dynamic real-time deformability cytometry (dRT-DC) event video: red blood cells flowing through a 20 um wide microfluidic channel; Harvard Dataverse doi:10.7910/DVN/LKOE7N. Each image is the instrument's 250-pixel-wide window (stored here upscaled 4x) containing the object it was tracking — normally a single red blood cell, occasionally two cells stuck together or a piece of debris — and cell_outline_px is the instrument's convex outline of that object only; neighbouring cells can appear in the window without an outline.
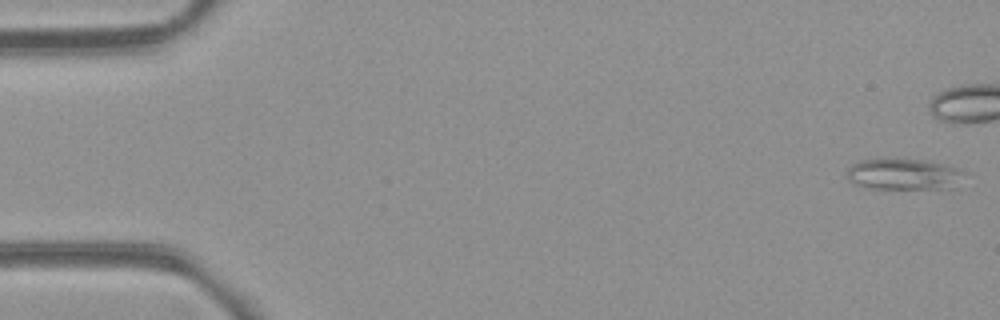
{"species": "common noctule bat (a hibernating species)", "species_latin": "Nyctalus noctula", "temperature_condition": "room temperature", "stored_images_in_passage": 6, "camera_frame_rate_fps": 3000, "um_per_image_px": 0.085, "animal": {"sex": "female", "body_mass_g": 21.9}, "frame": {"image": 1, "passage_image": 1, "time_ms": 0.0, "image_size_px": [1000, 320], "cell_outline_px": [[972, 172], [952, 188], [868, 188], [856, 184], [848, 180], [848, 168], [852, 164], [860, 160], [924, 160], [944, 164], [960, 168]], "centroid_in_image_um": [76.93, 14.82], "position_along_channel_um": 8.1, "area_um2": 21.27}}